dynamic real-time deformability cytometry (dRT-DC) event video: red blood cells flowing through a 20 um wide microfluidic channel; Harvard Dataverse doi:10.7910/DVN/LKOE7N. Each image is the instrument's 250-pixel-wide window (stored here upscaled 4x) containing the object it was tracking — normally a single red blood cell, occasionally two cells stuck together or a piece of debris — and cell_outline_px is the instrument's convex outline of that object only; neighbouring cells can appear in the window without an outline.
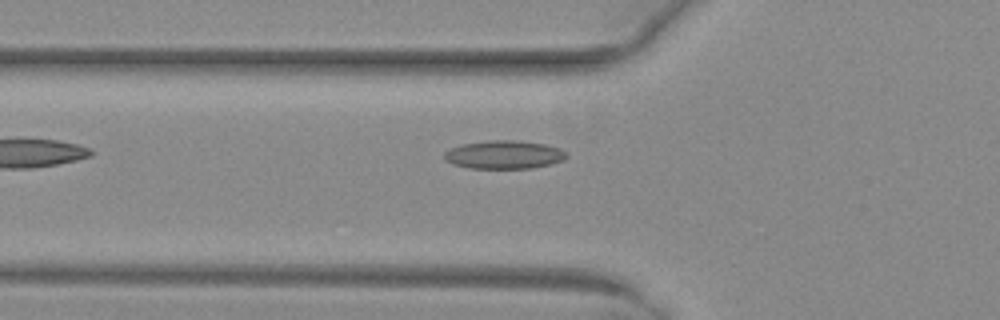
{"species": "common noctule bat (a hibernating species)", "species_latin": "Nyctalus noctula", "temperature_condition": "warm", "stored_images_in_passage": 35, "camera_frame_rate_fps": 3000, "um_per_image_px": 0.085, "animal": {"sex": "female", "body_mass_g": 29.2, "forearm_length_mm": 56.3}, "frame": {"image": 1, "passage_image": 2, "time_ms": 0.333, "image_size_px": [1000, 320], "cell_outline_px": [[568, 156], [564, 160], [552, 164], [532, 168], [472, 168], [452, 164], [444, 160], [444, 152], [452, 148], [464, 144], [488, 140], [516, 140], [544, 144], [560, 148], [568, 152]], "centroid_in_image_um": [42.89, 13.15], "position_along_channel_um": 82.9, "area_um2": 20.23}}
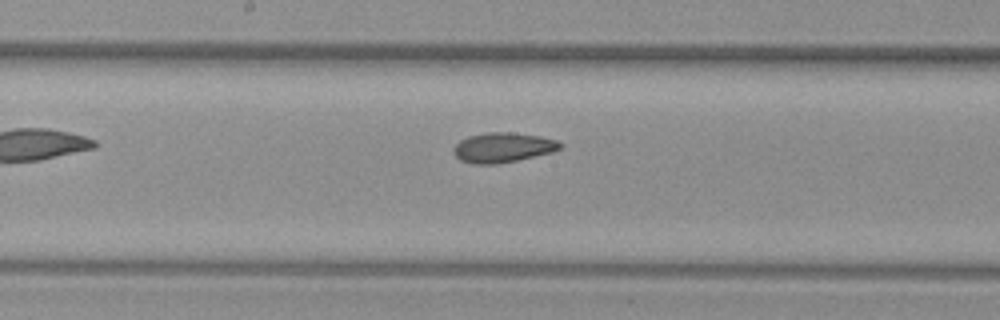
{"frame": {"image": 2, "passage_image": 11, "time_ms": 3.333, "image_size_px": [1000, 320], "cell_outline_px": [[564, 144], [560, 148], [552, 152], [516, 160], [496, 164], [472, 164], [460, 160], [452, 152], [452, 148], [460, 140], [468, 136], [488, 132], [512, 132], [540, 136], [556, 140]], "centroid_in_image_um": [42.71, 12.53], "position_along_channel_um": 205.5, "area_um2": 18.55}}
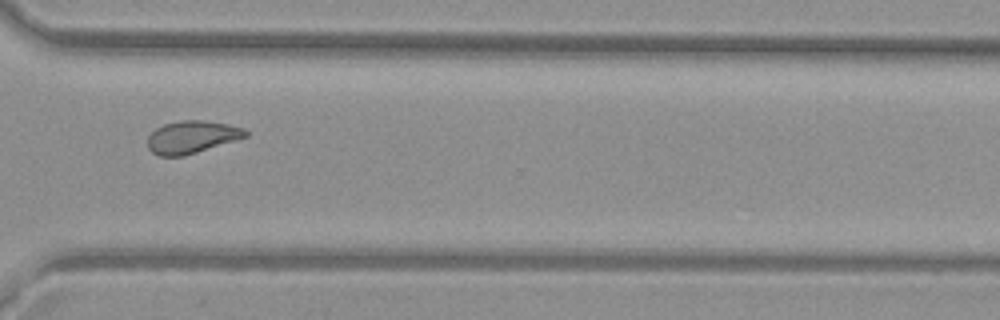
{"frame": {"image": 3, "passage_image": 22, "time_ms": 7.0, "image_size_px": [1000, 320], "cell_outline_px": [[248, 136], [184, 156], [160, 156], [152, 152], [148, 148], [148, 136], [156, 128], [164, 124], [180, 120], [204, 120], [228, 124], [244, 128], [248, 132]], "centroid_in_image_um": [16.3, 11.64], "position_along_channel_um": 354.3, "area_um2": 18.5}, "authors_computed_cell_mechanics": {"area_um2": 18.5538, "velocity_mm_per_s": 4.0634, "shape_relaxation_time_tau1_ms": null, "shape_relaxation_time_tau2_ms": 2.7534, "deformation_change_tau1": null, "deformation_change_tau2": 0.0806}}